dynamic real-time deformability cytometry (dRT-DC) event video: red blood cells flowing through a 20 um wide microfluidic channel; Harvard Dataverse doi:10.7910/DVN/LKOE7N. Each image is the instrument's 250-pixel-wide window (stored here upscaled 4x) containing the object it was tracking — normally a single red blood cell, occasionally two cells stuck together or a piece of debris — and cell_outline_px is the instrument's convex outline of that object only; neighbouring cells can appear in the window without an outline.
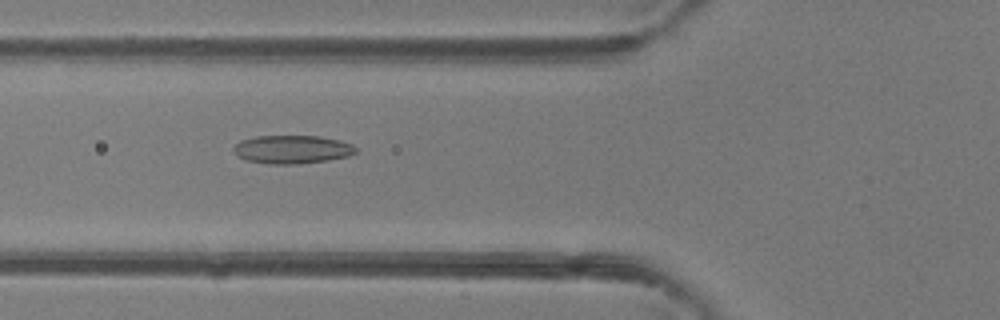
{"species": "common noctule bat (a hibernating species)", "species_latin": "Nyctalus noctula", "temperature_condition": "room temperature", "stored_images_in_passage": 47, "camera_frame_rate_fps": 3000, "um_per_image_px": 0.085, "animal": {"sex": "female"}, "frame": {"image": 1, "passage_image": 18, "time_ms": 5.667, "image_size_px": [1000, 320], "cell_outline_px": [[356, 152], [348, 156], [328, 160], [296, 164], [268, 164], [244, 160], [232, 148], [240, 140], [256, 136], [320, 136], [340, 140], [352, 144], [356, 148]], "centroid_in_image_um": [24.83, 12.7], "position_along_channel_um": 101.0, "area_um2": 20.17}}
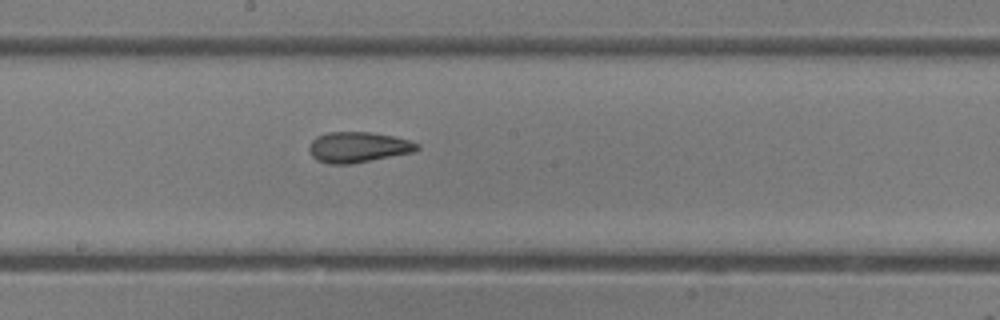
{"frame": {"image": 2, "passage_image": 26, "time_ms": 8.333, "image_size_px": [1000, 320], "cell_outline_px": [[420, 148], [416, 152], [352, 164], [328, 164], [316, 160], [308, 152], [308, 148], [312, 140], [316, 136], [328, 132], [372, 132], [392, 136], [408, 140], [420, 144]], "centroid_in_image_um": [30.44, 12.52], "position_along_channel_um": 217.8, "area_um2": 19.54}}
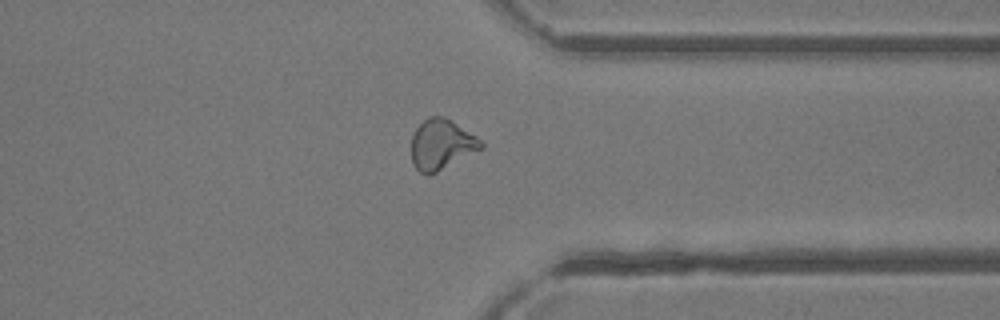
{"frame": {"image": 3, "passage_image": 37, "time_ms": 12.0, "image_size_px": [1000, 320], "cell_outline_px": [[484, 148], [428, 176], [420, 172], [412, 164], [412, 132], [428, 116], [444, 116], [476, 136], [484, 144]], "centroid_in_image_um": [37.51, 12.28], "position_along_channel_um": 373.9, "area_um2": 20.35}, "authors_computed_cell_mechanics": {"area_um2": 20.3456, "velocity_mm_per_s": 4.356, "shape_relaxation_time_tau1_ms": null, "shape_relaxation_time_tau2_ms": 2.1208, "deformation_change_tau1": null, "deformation_change_tau2": 0.0907}}